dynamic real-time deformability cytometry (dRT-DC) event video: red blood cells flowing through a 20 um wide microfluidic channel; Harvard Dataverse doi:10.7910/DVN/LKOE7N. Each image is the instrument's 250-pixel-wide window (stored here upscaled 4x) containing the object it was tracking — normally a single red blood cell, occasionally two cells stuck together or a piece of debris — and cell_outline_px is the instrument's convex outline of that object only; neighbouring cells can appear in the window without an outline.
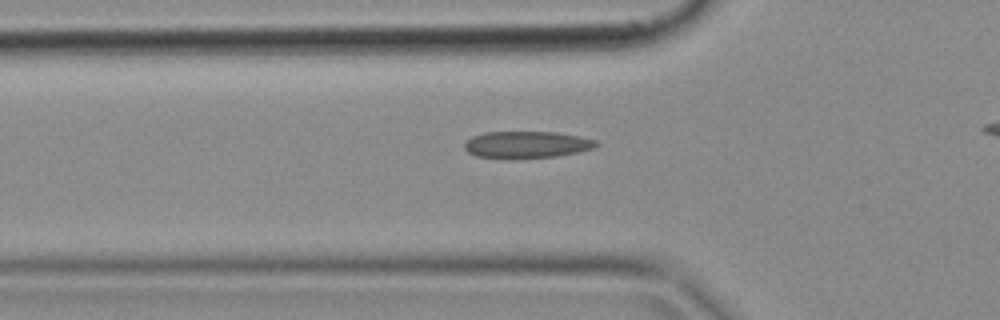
{"species": "common noctule bat (a hibernating species)", "species_latin": "Nyctalus noctula", "temperature_condition": "cold", "stored_images_in_passage": 30, "camera_frame_rate_fps": 3000, "um_per_image_px": 0.085, "animal": {"sex": "female", "body_mass_g": 18.4}, "frame": {"image": 1, "passage_image": 5, "time_ms": 1.333, "image_size_px": [1000, 320], "cell_outline_px": [[600, 144], [592, 148], [576, 152], [556, 156], [476, 156], [468, 152], [464, 148], [464, 140], [472, 136], [484, 132], [556, 132], [580, 136], [596, 140]], "centroid_in_image_um": [44.77, 12.24], "position_along_channel_um": 81.0, "area_um2": 19.88}}
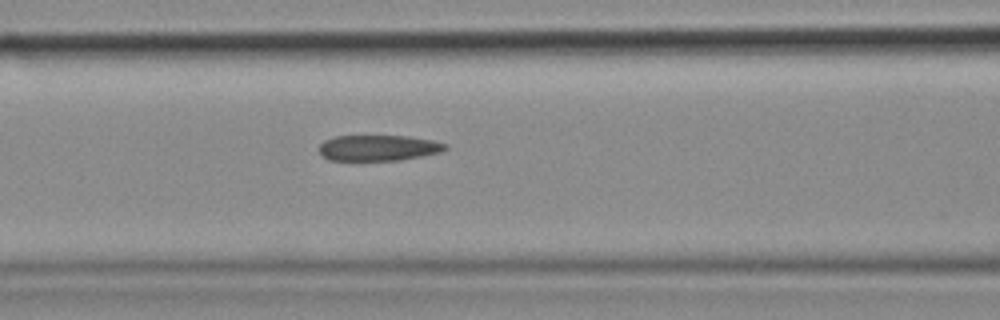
{"frame": {"image": 2, "passage_image": 9, "time_ms": 2.667, "image_size_px": [1000, 320], "cell_outline_px": [[448, 148], [440, 152], [400, 160], [328, 160], [320, 152], [320, 144], [324, 140], [336, 136], [404, 136], [432, 140], [448, 144]], "centroid_in_image_um": [32.17, 12.57], "position_along_channel_um": 134.4, "area_um2": 18.79}}